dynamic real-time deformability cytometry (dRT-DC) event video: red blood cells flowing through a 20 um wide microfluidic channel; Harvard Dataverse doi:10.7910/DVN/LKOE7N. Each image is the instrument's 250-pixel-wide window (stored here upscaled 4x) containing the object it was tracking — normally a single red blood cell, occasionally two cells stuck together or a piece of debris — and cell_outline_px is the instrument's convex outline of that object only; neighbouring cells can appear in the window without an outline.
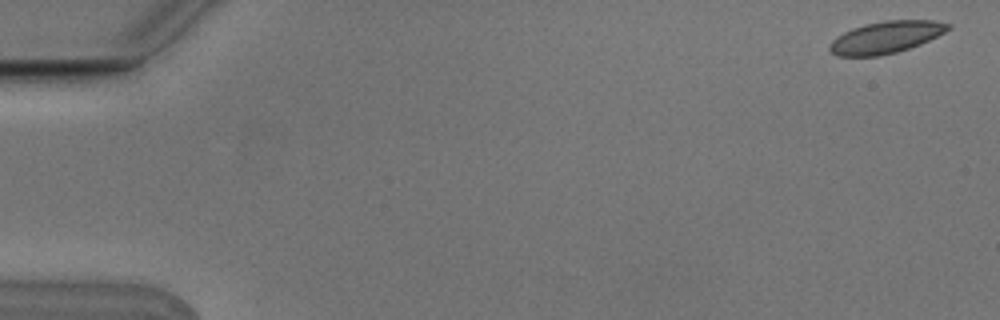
{"species": "Egyptian fruit bat (a non-hibernating species)", "species_latin": "Rousettus aegyptiacus", "temperature_condition": "cold", "stored_images_in_passage": 9, "camera_frame_rate_fps": 3000, "um_per_image_px": 0.085, "animal": {"sex": "male"}, "frame": {"image": 1, "passage_image": 1, "time_ms": 0.0, "image_size_px": [1000, 320], "cell_outline_px": [[952, 28], [920, 44], [896, 52], [880, 56], [836, 56], [828, 48], [828, 44], [836, 36], [852, 28], [864, 24], [884, 20], [932, 20], [952, 24]], "centroid_in_image_um": [75.27, 3.16], "position_along_channel_um": 9.7, "area_um2": 22.14}}
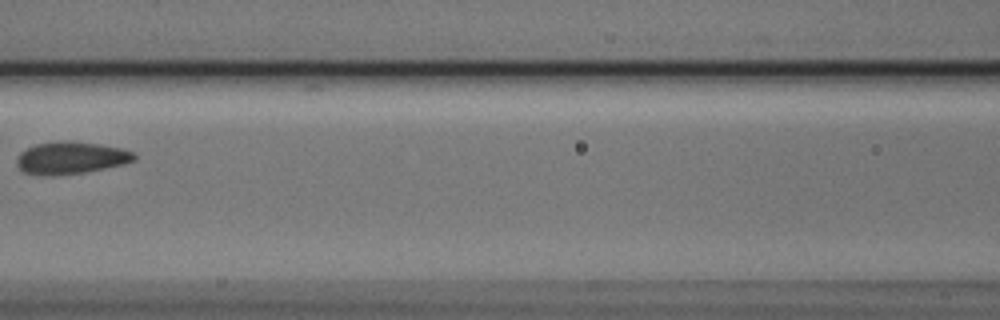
{"frame": {"image": 2, "passage_image": 7, "time_ms": 2.0, "image_size_px": [1000, 320], "cell_outline_px": [[136, 160], [124, 164], [84, 172], [24, 172], [16, 164], [16, 160], [20, 152], [36, 144], [60, 140], [72, 140], [120, 148], [136, 152]], "centroid_in_image_um": [6.1, 13.35], "position_along_channel_um": 160.5, "area_um2": 21.21}}
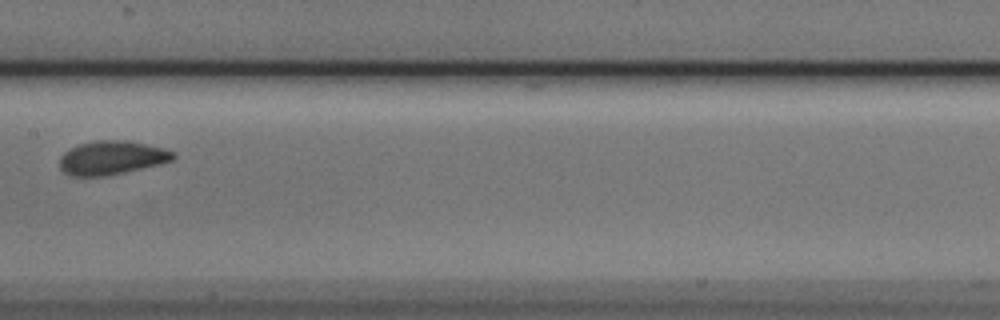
{"frame": {"image": 3, "passage_image": 8, "time_ms": 2.333, "image_size_px": [1000, 320], "cell_outline_px": [[176, 156], [172, 160], [160, 164], [108, 176], [72, 176], [64, 172], [60, 168], [60, 156], [64, 152], [80, 144], [96, 140], [128, 140], [164, 148], [176, 152]], "centroid_in_image_um": [9.52, 13.41], "position_along_channel_um": 197.9, "area_um2": 22.43}}